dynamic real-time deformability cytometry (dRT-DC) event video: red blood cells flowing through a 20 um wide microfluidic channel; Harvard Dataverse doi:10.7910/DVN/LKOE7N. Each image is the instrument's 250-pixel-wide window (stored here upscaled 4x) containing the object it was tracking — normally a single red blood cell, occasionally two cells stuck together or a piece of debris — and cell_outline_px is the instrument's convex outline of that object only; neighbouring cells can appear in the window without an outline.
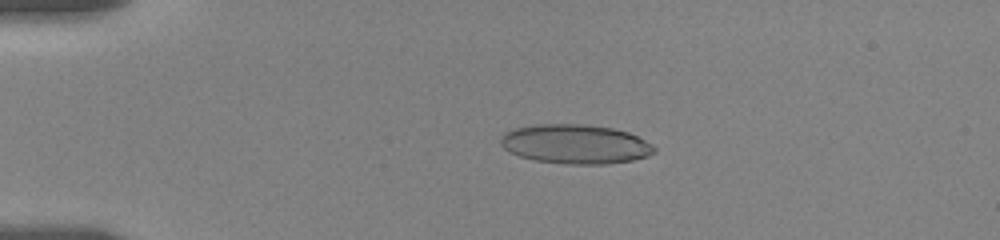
{"species": "human", "species_latin": "Homo sapiens", "temperature_condition": "room temperature", "stored_images_in_passage": 57, "camera_frame_rate_fps": 3000, "um_per_image_px": 0.085, "donor": {"sex": "female"}, "frame": {"image": 1, "passage_image": 13, "time_ms": 4.0, "image_size_px": [1000, 240], "cell_outline_px": [[656, 152], [648, 156], [632, 160], [608, 164], [568, 164], [536, 160], [520, 156], [508, 152], [500, 144], [500, 136], [504, 132], [512, 128], [536, 124], [580, 124], [612, 128], [628, 132], [652, 144], [656, 148]], "centroid_in_image_um": [48.88, 12.25], "position_along_channel_um": 36.1, "area_um2": 35.32}}
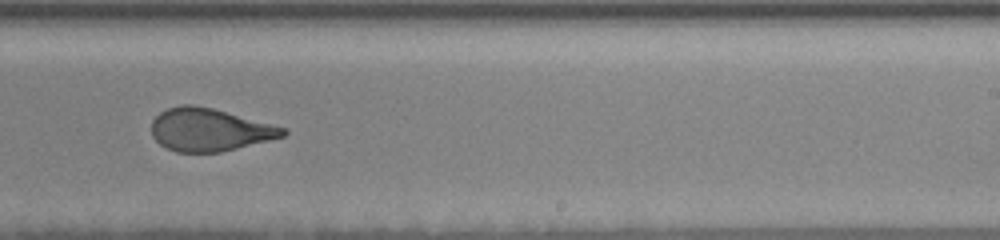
{"frame": {"image": 2, "passage_image": 37, "time_ms": 12.0, "image_size_px": [1000, 240], "cell_outline_px": [[288, 132], [284, 136], [220, 152], [176, 152], [160, 144], [152, 136], [152, 120], [160, 112], [168, 108], [180, 104], [196, 104], [212, 108], [288, 128]], "centroid_in_image_um": [17.8, 11.01], "position_along_channel_um": 271.2, "area_um2": 32.66}}
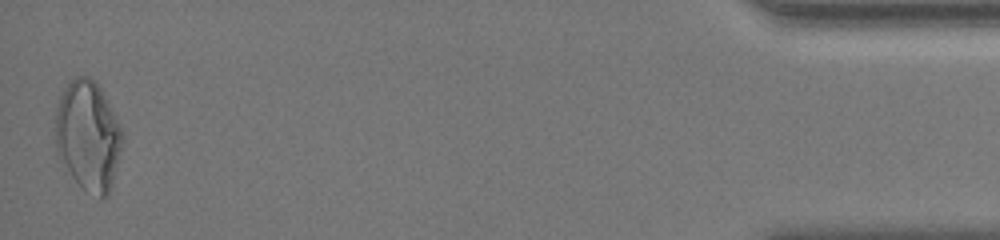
{"frame": {"image": 3, "passage_image": 57, "time_ms": 18.667, "image_size_px": [1000, 240], "cell_outline_px": [[124, 136], [112, 188], [108, 196], [100, 200], [84, 188], [72, 176], [56, 152], [56, 108], [60, 96], [68, 84], [76, 76], [88, 76], [96, 80]], "centroid_in_image_um": [7.5, 11.57], "position_along_channel_um": 427.7, "area_um2": 42.48}, "authors_computed_cell_mechanics": {"area_um2": 34.7956, "velocity_mm_per_s": 3.5387, "shape_relaxation_time_tau1_ms": 8.384, "shape_relaxation_time_tau2_ms": 1.0806, "deformation_change_tau1": 0.2329, "deformation_change_tau2": 0.0849}}